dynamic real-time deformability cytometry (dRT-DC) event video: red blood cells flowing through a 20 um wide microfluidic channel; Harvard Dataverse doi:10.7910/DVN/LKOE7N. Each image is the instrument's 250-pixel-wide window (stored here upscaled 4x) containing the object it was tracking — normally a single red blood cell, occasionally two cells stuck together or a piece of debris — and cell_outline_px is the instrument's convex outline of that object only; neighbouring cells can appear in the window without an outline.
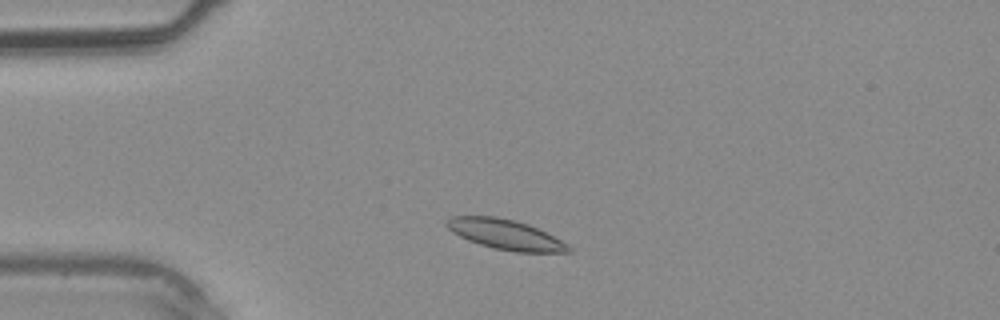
{"species": "common noctule bat (a hibernating species)", "species_latin": "Nyctalus noctula", "temperature_condition": "warm", "stored_images_in_passage": 31, "camera_frame_rate_fps": 3000, "um_per_image_px": 0.085, "animal": {"sex": "male", "body_mass_g": 20.4}, "frame": {"image": 1, "passage_image": 1, "time_ms": 0.0, "image_size_px": [1000, 320], "cell_outline_px": [[572, 252], [516, 252], [496, 248], [480, 244], [468, 240], [452, 232], [444, 224], [444, 220], [452, 216], [496, 216], [516, 220], [528, 224], [568, 244], [572, 248]], "centroid_in_image_um": [42.93, 19.92], "position_along_channel_um": 42.1, "area_um2": 21.21}}
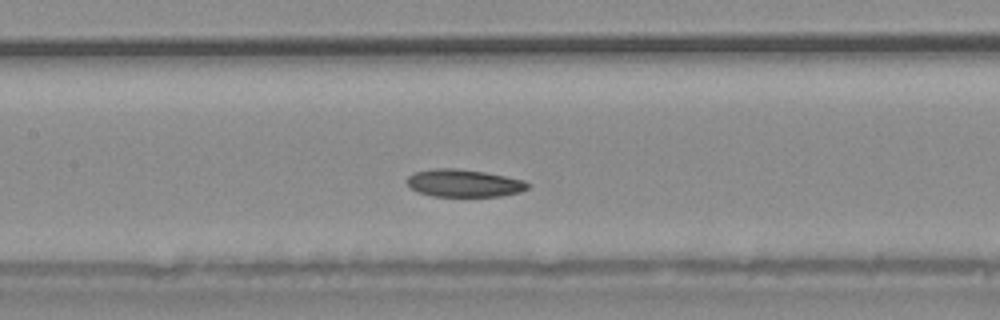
{"frame": {"image": 2, "passage_image": 10, "time_ms": 3.0, "image_size_px": [1000, 320], "cell_outline_px": [[528, 188], [520, 192], [500, 196], [432, 196], [420, 192], [412, 188], [408, 184], [408, 176], [416, 172], [436, 168], [452, 168], [484, 172], [524, 180], [528, 184]], "centroid_in_image_um": [39.45, 15.57], "position_along_channel_um": 168.0, "area_um2": 19.02}}
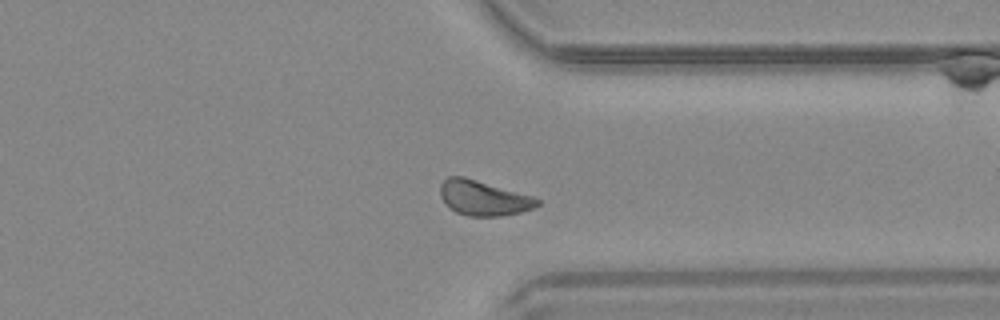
{"frame": {"image": 3, "passage_image": 22, "time_ms": 7.0, "image_size_px": [1000, 320], "cell_outline_px": [[540, 204], [532, 208], [520, 212], [500, 216], [468, 216], [456, 212], [440, 196], [440, 184], [448, 176], [464, 176], [532, 196], [540, 200]], "centroid_in_image_um": [41.09, 16.82], "position_along_channel_um": 370.3, "area_um2": 19.54}}